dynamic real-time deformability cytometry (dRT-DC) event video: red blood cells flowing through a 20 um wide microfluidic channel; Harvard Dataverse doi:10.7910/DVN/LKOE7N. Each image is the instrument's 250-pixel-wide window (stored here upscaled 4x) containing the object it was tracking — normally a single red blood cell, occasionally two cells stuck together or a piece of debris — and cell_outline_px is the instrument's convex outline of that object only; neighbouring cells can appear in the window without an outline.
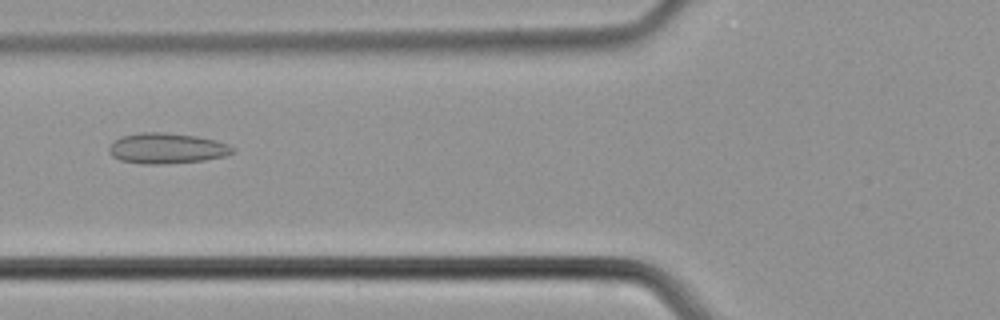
{"species": "common noctule bat (a hibernating species)", "species_latin": "Nyctalus noctula", "temperature_condition": "cold", "stored_images_in_passage": 47, "camera_frame_rate_fps": 3000, "um_per_image_px": 0.085, "animal": {"sex": "male", "body_mass_g": 21.5, "forearm_length_mm": 52.0}, "frame": {"image": 1, "passage_image": 17, "time_ms": 5.333, "image_size_px": [1000, 320], "cell_outline_px": [[236, 152], [224, 156], [204, 160], [164, 164], [144, 164], [120, 160], [112, 156], [108, 148], [120, 136], [140, 132], [164, 132], [196, 136], [216, 140], [228, 144], [236, 148]], "centroid_in_image_um": [14.21, 12.6], "position_along_channel_um": 111.6, "area_um2": 22.08}}
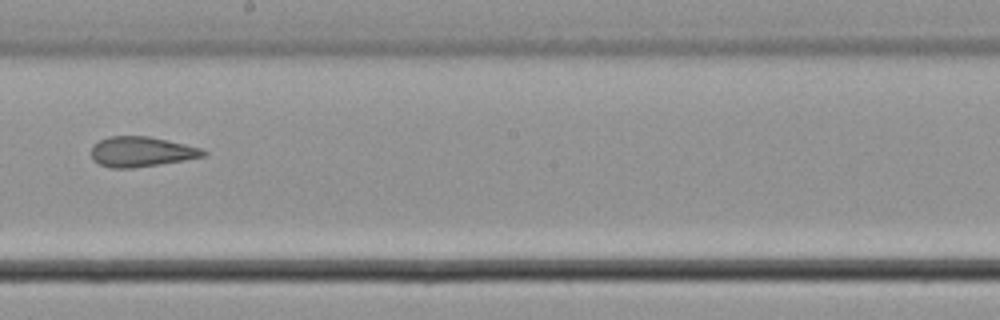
{"frame": {"image": 2, "passage_image": 26, "time_ms": 8.333, "image_size_px": [1000, 320], "cell_outline_px": [[208, 152], [204, 156], [184, 160], [160, 164], [132, 168], [112, 168], [100, 164], [92, 160], [92, 144], [108, 136], [148, 136], [168, 140], [200, 148]], "centroid_in_image_um": [11.99, 12.89], "position_along_channel_um": 236.2, "area_um2": 19.59}}
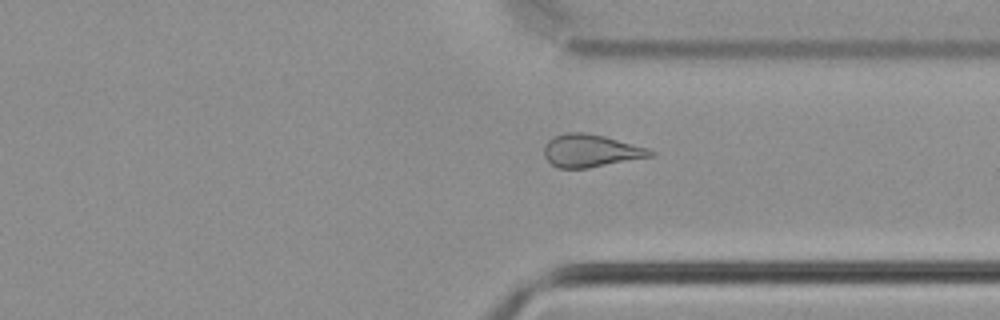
{"frame": {"image": 3, "passage_image": 35, "time_ms": 11.333, "image_size_px": [1000, 320], "cell_outline_px": [[656, 152], [652, 156], [588, 168], [556, 168], [544, 156], [544, 144], [548, 140], [556, 136], [568, 132], [584, 132], [604, 136], [648, 148]], "centroid_in_image_um": [50.19, 12.81], "position_along_channel_um": 361.2, "area_um2": 20.11}}